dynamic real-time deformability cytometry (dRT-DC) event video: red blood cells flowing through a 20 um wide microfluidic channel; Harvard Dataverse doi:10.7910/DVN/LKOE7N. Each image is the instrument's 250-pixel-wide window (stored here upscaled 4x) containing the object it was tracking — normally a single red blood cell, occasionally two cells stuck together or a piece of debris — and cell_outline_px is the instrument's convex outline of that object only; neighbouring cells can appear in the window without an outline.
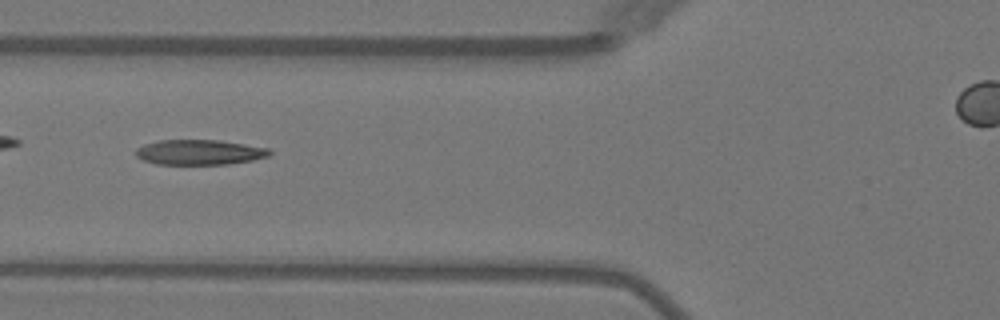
{"species": "Egyptian fruit bat (a non-hibernating species)", "species_latin": "Rousettus aegyptiacus", "temperature_condition": "warm", "stored_images_in_passage": 4, "camera_frame_rate_fps": 3000, "um_per_image_px": 0.085, "animal": {"sex": "female"}, "frame": {"image": 1, "passage_image": 3, "time_ms": 2.333, "image_size_px": [1000, 320], "cell_outline_px": [[272, 152], [268, 156], [252, 160], [228, 164], [156, 164], [144, 160], [136, 156], [136, 148], [144, 144], [160, 140], [220, 140], [268, 148]], "centroid_in_image_um": [16.94, 12.94], "position_along_channel_um": 108.9, "area_um2": 19.48}}
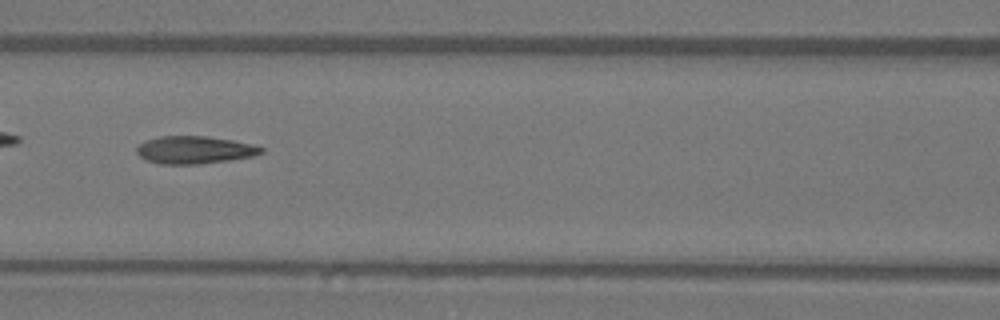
{"frame": {"image": 2, "passage_image": 4, "time_ms": 3.333, "image_size_px": [1000, 320], "cell_outline_px": [[264, 152], [252, 156], [228, 160], [196, 164], [160, 164], [148, 160], [140, 156], [136, 152], [136, 148], [144, 140], [160, 136], [204, 136], [232, 140], [264, 148]], "centroid_in_image_um": [16.49, 12.74], "position_along_channel_um": 150.1, "area_um2": 19.77}}